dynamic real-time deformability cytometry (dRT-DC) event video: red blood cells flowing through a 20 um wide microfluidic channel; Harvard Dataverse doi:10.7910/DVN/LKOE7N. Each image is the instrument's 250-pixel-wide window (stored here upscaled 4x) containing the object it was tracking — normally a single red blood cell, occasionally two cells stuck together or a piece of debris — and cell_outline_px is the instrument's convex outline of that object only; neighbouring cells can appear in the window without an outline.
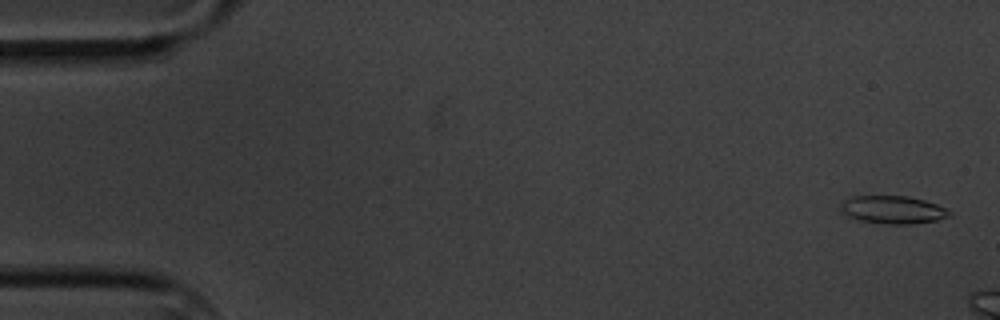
{"species": "common noctule bat (a hibernating species)", "species_latin": "Nyctalus noctula", "temperature_condition": "cold", "stored_images_in_passage": 4, "camera_frame_rate_fps": 3000, "um_per_image_px": 0.085, "animal": {"sex": "male", "body_mass_g": 20.1, "forearm_length_mm": 53.5}, "frame": {"image": 1, "passage_image": 1, "time_ms": 0.0, "image_size_px": [1000, 320], "cell_outline_px": [[952, 216], [936, 220], [908, 224], [888, 224], [860, 220], [848, 216], [840, 212], [840, 204], [844, 200], [852, 196], [908, 196], [924, 200], [936, 204], [952, 212]], "centroid_in_image_um": [75.87, 17.82], "position_along_channel_um": 9.1, "area_um2": 17.63}}